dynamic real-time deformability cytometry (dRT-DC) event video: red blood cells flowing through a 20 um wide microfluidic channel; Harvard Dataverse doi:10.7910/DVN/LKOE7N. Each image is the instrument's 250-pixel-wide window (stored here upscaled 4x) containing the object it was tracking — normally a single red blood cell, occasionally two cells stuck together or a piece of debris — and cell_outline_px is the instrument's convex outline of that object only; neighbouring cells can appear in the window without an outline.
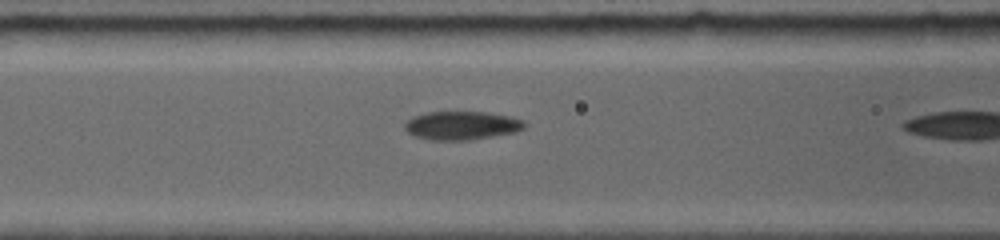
{"species": "common noctule bat (a hibernating species)", "species_latin": "Nyctalus noctula", "temperature_condition": "room temperature", "stored_images_in_passage": 6, "camera_frame_rate_fps": 5000, "um_per_image_px": 0.085, "animal": {"sex": "female", "body_mass_g": 19.0, "forearm_length_mm": 56.7}, "frame": {"image": 1, "passage_image": 5, "time_ms": 2.4, "image_size_px": [1000, 240], "cell_outline_px": [[524, 128], [512, 132], [464, 140], [436, 140], [416, 136], [408, 132], [404, 124], [408, 120], [416, 116], [428, 112], [484, 112], [508, 116], [520, 120], [524, 124]], "centroid_in_image_um": [39.2, 10.65], "position_along_channel_um": 127.4, "area_um2": 19.07}}